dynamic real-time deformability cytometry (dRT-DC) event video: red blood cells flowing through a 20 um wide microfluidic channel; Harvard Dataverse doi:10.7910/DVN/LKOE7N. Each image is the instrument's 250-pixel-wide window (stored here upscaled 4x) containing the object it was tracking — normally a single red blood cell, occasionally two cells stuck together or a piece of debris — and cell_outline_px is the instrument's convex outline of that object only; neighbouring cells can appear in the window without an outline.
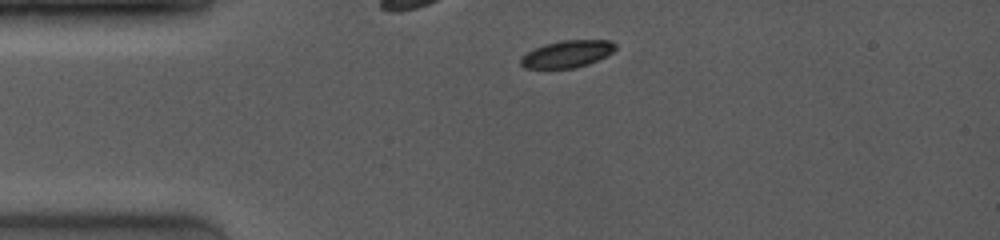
{"species": "common noctule bat (a hibernating species)", "species_latin": "Nyctalus noctula", "temperature_condition": "room temperature", "stored_images_in_passage": 4, "camera_frame_rate_fps": 4000, "um_per_image_px": 0.085, "animal": {"sex": "female", "body_mass_g": 19.0, "forearm_length_mm": 53.3}, "frame": {"image": 1, "passage_image": 1, "time_ms": 0.0, "image_size_px": [1000, 240], "cell_outline_px": [[616, 48], [612, 52], [588, 64], [576, 68], [524, 68], [520, 64], [520, 56], [544, 44], [560, 40], [612, 40], [616, 44]], "centroid_in_image_um": [48.19, 4.58], "position_along_channel_um": 36.8, "area_um2": 14.91}}